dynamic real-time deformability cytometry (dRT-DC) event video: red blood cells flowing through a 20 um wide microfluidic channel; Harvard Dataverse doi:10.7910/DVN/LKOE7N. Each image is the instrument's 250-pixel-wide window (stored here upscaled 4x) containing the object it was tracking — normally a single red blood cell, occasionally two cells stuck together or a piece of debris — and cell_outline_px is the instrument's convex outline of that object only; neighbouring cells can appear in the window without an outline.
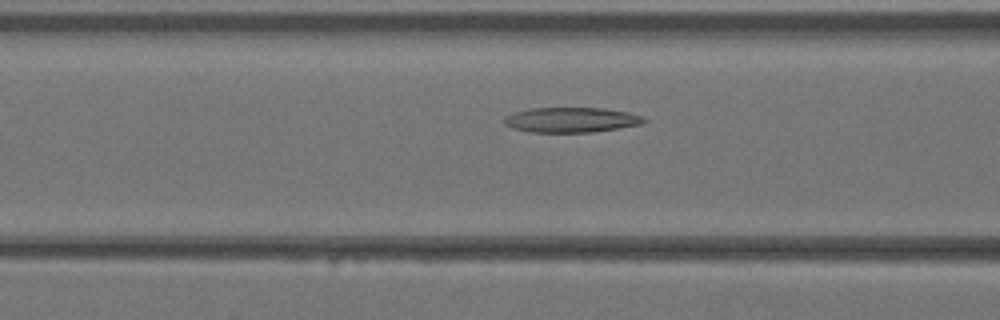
{"species": "Egyptian fruit bat (a non-hibernating species)", "species_latin": "Rousettus aegyptiacus", "temperature_condition": "warm", "stored_images_in_passage": 37, "camera_frame_rate_fps": 3000, "um_per_image_px": 0.085, "animal": {"sex": "female"}, "frame": {"image": 1, "passage_image": 13, "time_ms": 4.0, "image_size_px": [1000, 320], "cell_outline_px": [[648, 120], [640, 124], [592, 132], [528, 132], [512, 128], [504, 124], [504, 116], [528, 108], [604, 108], [628, 112], [644, 116]], "centroid_in_image_um": [48.53, 10.18], "position_along_channel_um": 118.1, "area_um2": 20.4}}
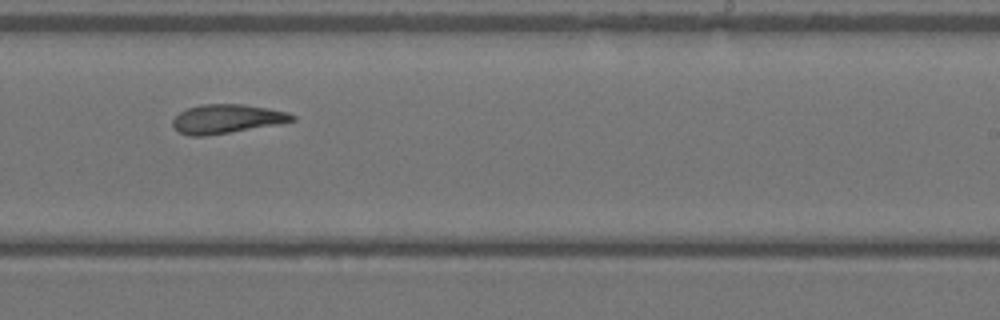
{"frame": {"image": 2, "passage_image": 22, "time_ms": 7.0, "image_size_px": [1000, 320], "cell_outline_px": [[296, 120], [276, 124], [204, 136], [188, 136], [180, 132], [172, 124], [172, 120], [180, 112], [188, 108], [200, 104], [244, 104], [268, 108], [288, 112], [296, 116]], "centroid_in_image_um": [19.27, 10.09], "position_along_channel_um": 269.7, "area_um2": 19.94}}
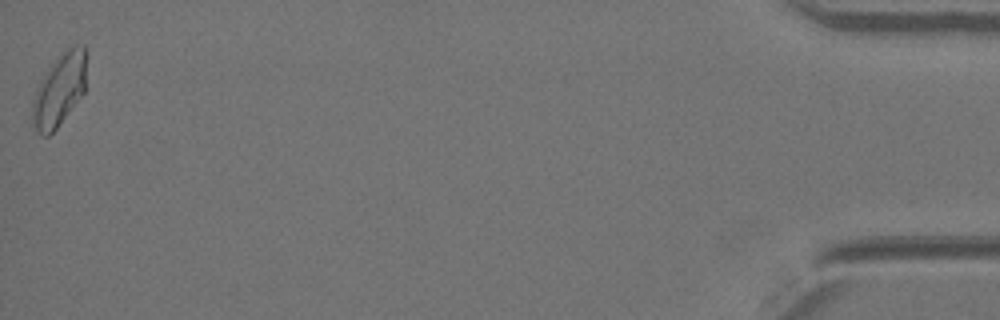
{"frame": {"image": 3, "passage_image": 37, "time_ms": 12.0, "image_size_px": [1000, 320], "cell_outline_px": [[88, 44], [84, 92], [56, 128], [48, 136], [40, 136], [36, 132], [32, 124], [32, 104], [40, 80], [44, 72], [68, 48], [76, 44]], "centroid_in_image_um": [5.06, 7.61], "position_along_channel_um": 430.1, "area_um2": 22.89}}